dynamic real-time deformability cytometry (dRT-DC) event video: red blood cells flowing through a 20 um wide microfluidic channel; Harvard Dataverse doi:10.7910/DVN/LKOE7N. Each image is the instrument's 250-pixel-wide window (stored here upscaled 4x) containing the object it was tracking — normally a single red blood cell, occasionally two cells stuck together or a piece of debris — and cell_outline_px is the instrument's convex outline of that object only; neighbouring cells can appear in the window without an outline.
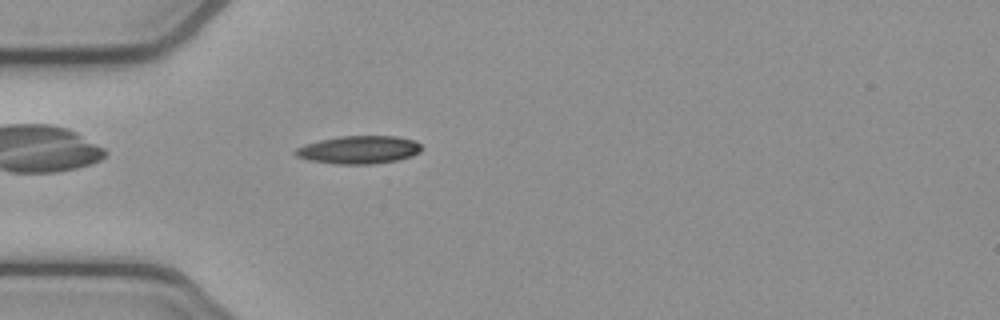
{"species": "common noctule bat (a hibernating species)", "species_latin": "Nyctalus noctula", "temperature_condition": "cold", "stored_images_in_passage": 41, "camera_frame_rate_fps": 3000, "um_per_image_px": 0.085, "animal": {"sex": "female", "body_mass_g": 21.9}, "frame": {"image": 1, "passage_image": 4, "time_ms": 1.0, "image_size_px": [1000, 320], "cell_outline_px": [[424, 148], [420, 152], [412, 156], [396, 160], [372, 164], [336, 164], [308, 160], [296, 156], [292, 152], [296, 148], [320, 140], [340, 136], [396, 136], [416, 140]], "centroid_in_image_um": [30.53, 12.73], "position_along_channel_um": 54.5, "area_um2": 20.63}}
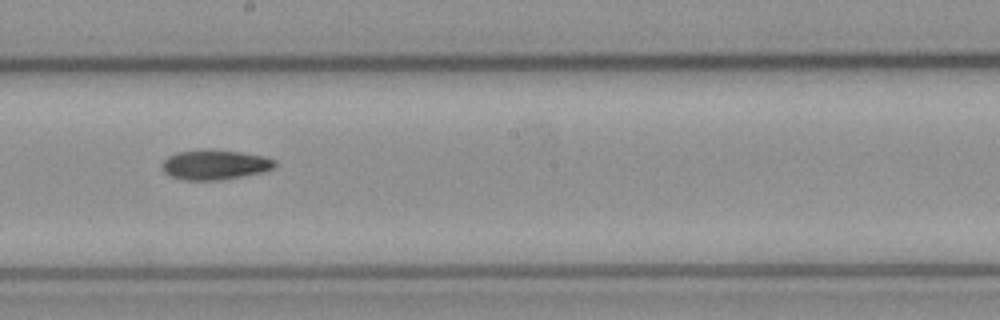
{"frame": {"image": 2, "passage_image": 18, "time_ms": 5.667, "image_size_px": [1000, 320], "cell_outline_px": [[276, 168], [264, 172], [220, 180], [184, 180], [168, 176], [160, 168], [160, 164], [168, 156], [176, 152], [200, 148], [240, 152], [264, 156], [276, 160]], "centroid_in_image_um": [18.23, 13.99], "position_along_channel_um": 230.0, "area_um2": 20.11}}
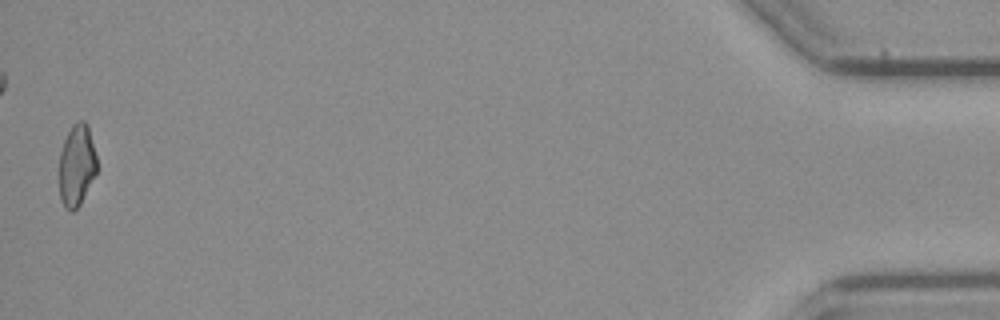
{"frame": {"image": 3, "passage_image": 41, "time_ms": 13.333, "image_size_px": [1000, 320], "cell_outline_px": [[96, 172], [80, 204], [72, 212], [64, 208], [60, 200], [60, 152], [64, 140], [72, 124], [80, 120], [84, 120], [88, 124], [96, 156]], "centroid_in_image_um": [6.51, 14.04], "position_along_channel_um": 428.7, "area_um2": 17.8}}